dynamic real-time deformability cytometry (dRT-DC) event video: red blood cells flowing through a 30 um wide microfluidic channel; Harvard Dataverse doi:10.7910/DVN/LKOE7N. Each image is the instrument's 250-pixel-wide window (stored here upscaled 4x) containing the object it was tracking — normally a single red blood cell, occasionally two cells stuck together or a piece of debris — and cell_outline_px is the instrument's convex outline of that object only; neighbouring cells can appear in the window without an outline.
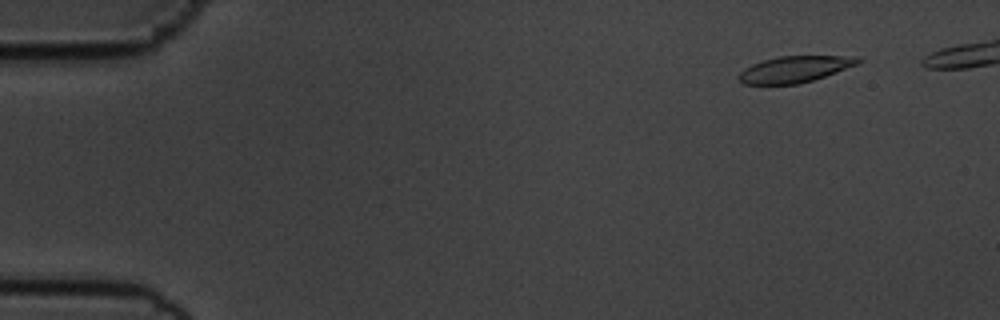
{"species": "common noctule bat (a hibernating species)", "species_latin": "Nyctalus noctula", "temperature_condition": "cold", "stored_images_in_passage": 46, "camera_frame_rate_fps": 3000, "um_per_image_px": 0.085, "animal": {"sex": "male", "body_mass_g": 19.5, "forearm_length_mm": 54.6}, "frame": {"image": 1, "passage_image": 1, "time_ms": 0.0, "image_size_px": [1000, 320], "cell_outline_px": [[864, 60], [856, 64], [824, 76], [812, 80], [796, 84], [744, 84], [736, 76], [744, 68], [752, 64], [764, 60], [780, 56], [856, 56]], "centroid_in_image_um": [67.52, 5.88], "position_along_channel_um": 17.5, "area_um2": 18.03}}
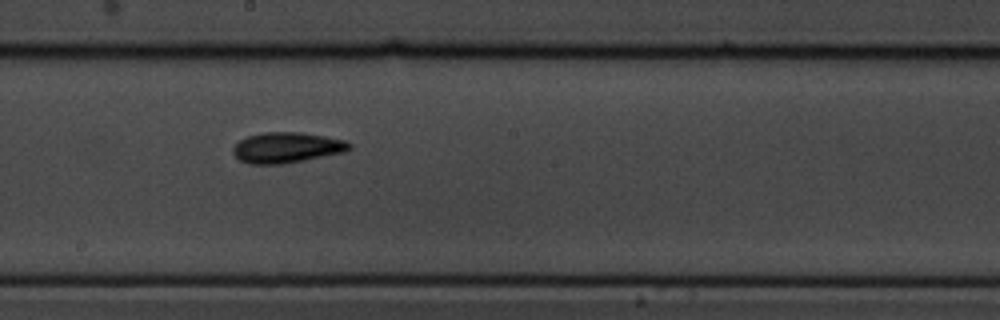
{"frame": {"image": 2, "passage_image": 27, "time_ms": 8.667, "image_size_px": [1000, 320], "cell_outline_px": [[352, 148], [344, 152], [304, 160], [280, 164], [252, 164], [240, 160], [232, 152], [232, 148], [240, 140], [248, 136], [264, 132], [300, 132], [324, 136], [344, 140], [352, 144]], "centroid_in_image_um": [24.38, 12.54], "position_along_channel_um": 223.8, "area_um2": 20.58}}
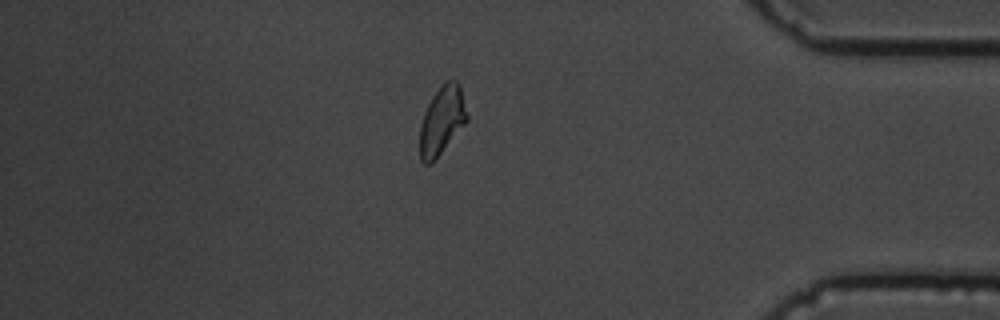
{"frame": {"image": 3, "passage_image": 44, "time_ms": 14.333, "image_size_px": [1000, 320], "cell_outline_px": [[468, 120], [440, 152], [428, 164], [424, 164], [420, 160], [420, 124], [424, 112], [432, 96], [444, 80], [456, 80], [460, 84], [468, 116]], "centroid_in_image_um": [37.56, 10.17], "position_along_channel_um": 397.6, "area_um2": 18.5}}